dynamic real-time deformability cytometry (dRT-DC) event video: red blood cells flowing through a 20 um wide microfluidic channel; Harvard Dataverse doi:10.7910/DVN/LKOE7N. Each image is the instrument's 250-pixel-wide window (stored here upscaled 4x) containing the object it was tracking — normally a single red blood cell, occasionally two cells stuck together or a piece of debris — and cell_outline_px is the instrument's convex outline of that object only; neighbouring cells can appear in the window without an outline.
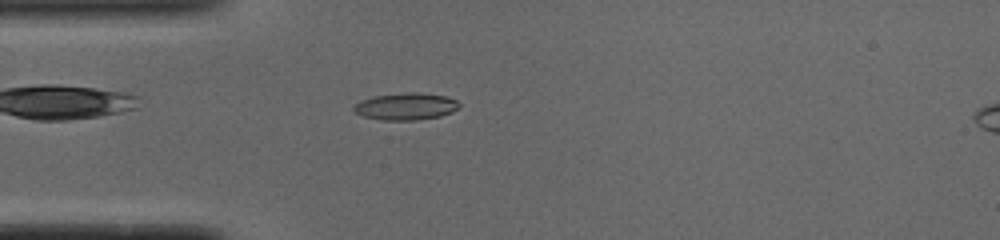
{"species": "common noctule bat (a hibernating species)", "species_latin": "Nyctalus noctula", "temperature_condition": "cold", "stored_images_in_passage": 39, "camera_frame_rate_fps": 3000, "um_per_image_px": 0.085, "animal": {"sex": "male", "body_mass_g": 19.0, "forearm_length_mm": 50.8}, "frame": {"image": 1, "passage_image": 2, "time_ms": 0.333, "image_size_px": [1000, 240], "cell_outline_px": [[460, 104], [452, 112], [440, 116], [412, 120], [384, 120], [364, 116], [352, 112], [352, 108], [360, 100], [372, 96], [412, 92], [416, 92], [448, 96], [456, 100]], "centroid_in_image_um": [34.47, 9.04], "position_along_channel_um": 50.5, "area_um2": 16.53}}
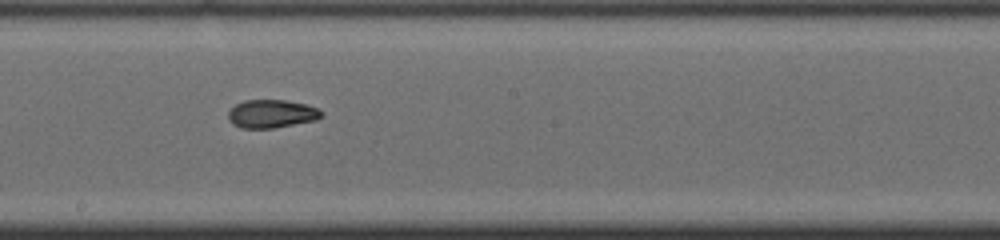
{"frame": {"image": 2, "passage_image": 16, "time_ms": 5.0, "image_size_px": [1000, 240], "cell_outline_px": [[324, 112], [316, 120], [272, 128], [240, 128], [232, 124], [228, 120], [228, 112], [236, 104], [244, 100], [284, 100], [308, 104]], "centroid_in_image_um": [23.06, 9.67], "position_along_channel_um": 225.1, "area_um2": 15.32}}
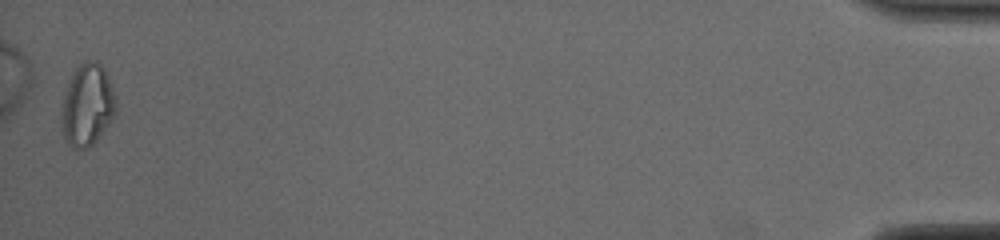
{"frame": {"image": 3, "passage_image": 39, "time_ms": 12.667, "image_size_px": [1000, 240], "cell_outline_px": [[116, 108], [108, 124], [92, 144], [88, 148], [76, 148], [64, 136], [64, 96], [68, 80], [72, 72], [80, 64], [88, 60], [96, 60], [104, 68], [108, 76], [116, 100]], "centroid_in_image_um": [7.45, 8.84], "position_along_channel_um": 427.7, "area_um2": 24.97}, "authors_computed_cell_mechanics": {"area_um2": 15.7216, "velocity_mm_per_s": 3.8886, "shape_relaxation_time_tau1_ms": null, "shape_relaxation_time_tau2_ms": 3.9757, "deformation_change_tau1": null, "deformation_change_tau2": 0.0897}}